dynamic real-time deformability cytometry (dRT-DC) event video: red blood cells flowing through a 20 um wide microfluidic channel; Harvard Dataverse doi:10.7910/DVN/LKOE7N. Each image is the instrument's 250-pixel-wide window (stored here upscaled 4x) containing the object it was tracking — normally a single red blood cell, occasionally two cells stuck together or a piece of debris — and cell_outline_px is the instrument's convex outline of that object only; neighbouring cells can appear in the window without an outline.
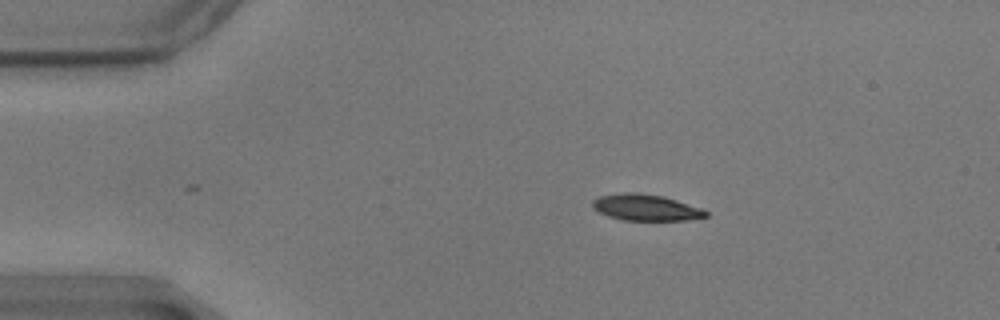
{"species": "common noctule bat (a hibernating species)", "species_latin": "Nyctalus noctula", "temperature_condition": "warm", "stored_images_in_passage": 36, "camera_frame_rate_fps": 3000, "um_per_image_px": 0.085, "animal": {"sex": "male", "body_mass_g": 17.9}, "frame": {"image": 1, "passage_image": 2, "time_ms": 0.333, "image_size_px": [1000, 320], "cell_outline_px": [[708, 216], [684, 220], [624, 220], [608, 216], [592, 208], [592, 200], [600, 196], [624, 192], [636, 192], [664, 196], [700, 208], [708, 212]], "centroid_in_image_um": [54.86, 17.63], "position_along_channel_um": 30.1, "area_um2": 17.22}}
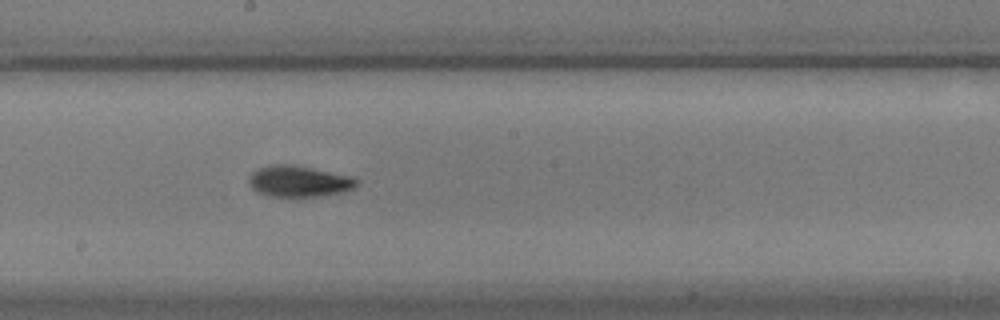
{"frame": {"image": 2, "passage_image": 23, "time_ms": 7.333, "image_size_px": [1000, 320], "cell_outline_px": [[360, 180], [352, 188], [344, 192], [316, 196], [268, 196], [256, 192], [248, 184], [248, 180], [252, 172], [256, 168], [272, 164], [288, 164], [312, 168], [352, 176]], "centroid_in_image_um": [25.36, 15.4], "position_along_channel_um": 222.8, "area_um2": 19.59}}
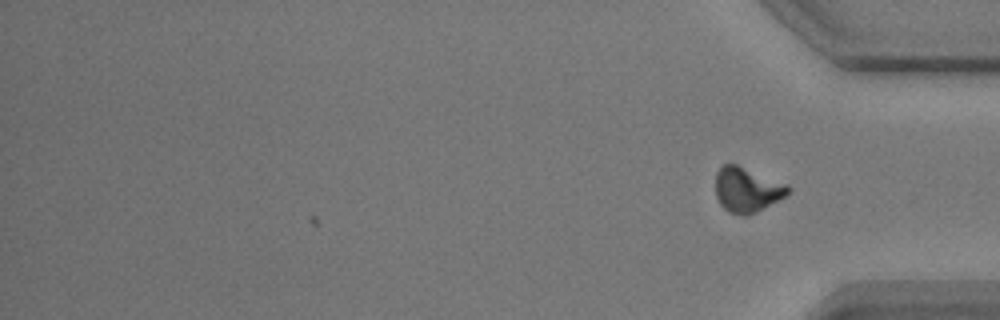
{"frame": {"image": 3, "passage_image": 36, "time_ms": 11.667, "image_size_px": [1000, 320], "cell_outline_px": [[792, 188], [784, 196], [756, 212], [748, 216], [740, 216], [728, 212], [720, 204], [716, 196], [716, 172], [724, 164], [736, 164], [788, 184]], "centroid_in_image_um": [63.48, 16.13], "position_along_channel_um": 371.7, "area_um2": 18.9}, "authors_computed_cell_mechanics": {"area_um2": 18.5538, "velocity_mm_per_s": 3.4867, "shape_relaxation_time_tau1_ms": 3.6144, "shape_relaxation_time_tau2_ms": 2.1434, "deformation_change_tau1": 0.1533, "deformation_change_tau2": 0.0768}}